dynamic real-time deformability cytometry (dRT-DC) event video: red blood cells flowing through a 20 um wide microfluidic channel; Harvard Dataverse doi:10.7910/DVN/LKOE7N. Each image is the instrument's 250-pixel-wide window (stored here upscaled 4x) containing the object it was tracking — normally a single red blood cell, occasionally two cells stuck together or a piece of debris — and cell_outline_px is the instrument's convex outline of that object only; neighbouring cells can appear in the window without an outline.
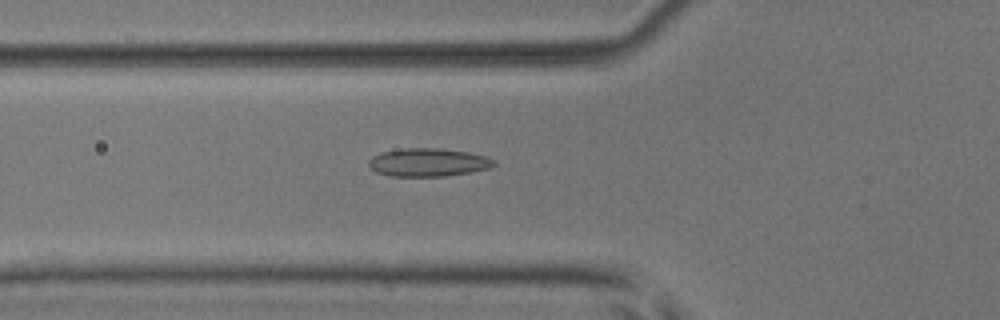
{"species": "common noctule bat (a hibernating species)", "species_latin": "Nyctalus noctula", "temperature_condition": "room temperature", "stored_images_in_passage": 54, "camera_frame_rate_fps": 3000, "um_per_image_px": 0.085, "animal": {"sex": "male", "body_mass_g": 17.9, "forearm_length_mm": 54.2}, "frame": {"image": 1, "passage_image": 20, "time_ms": 6.333, "image_size_px": [1000, 320], "cell_outline_px": [[496, 164], [488, 168], [472, 172], [444, 176], [392, 176], [376, 172], [368, 164], [368, 160], [372, 156], [380, 152], [404, 148], [440, 148], [468, 152], [484, 156], [496, 160]], "centroid_in_image_um": [36.38, 13.79], "position_along_channel_um": 89.4, "area_um2": 20.58}}
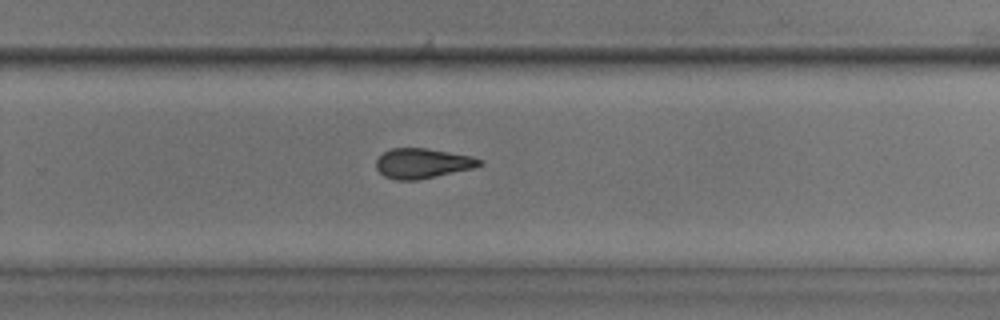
{"frame": {"image": 2, "passage_image": 36, "time_ms": 11.667, "image_size_px": [1000, 320], "cell_outline_px": [[484, 164], [472, 168], [416, 180], [396, 180], [384, 176], [376, 168], [376, 160], [384, 152], [392, 148], [428, 148], [472, 156], [484, 160]], "centroid_in_image_um": [35.92, 13.87], "position_along_channel_um": 293.9, "area_um2": 17.98}}
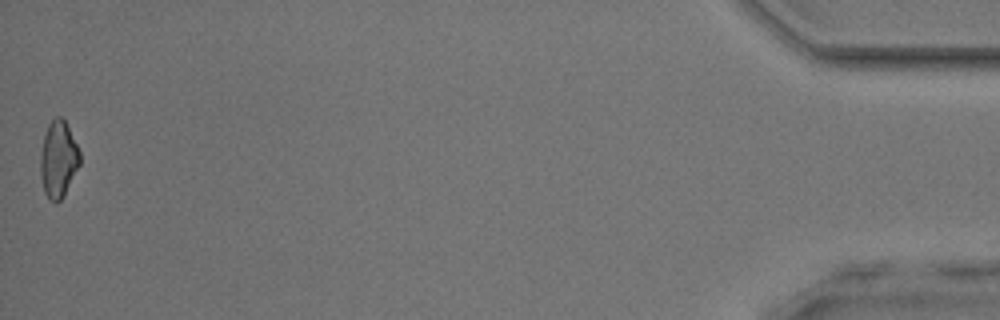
{"frame": {"image": 3, "passage_image": 54, "time_ms": 17.667, "image_size_px": [1000, 320], "cell_outline_px": [[80, 164], [60, 200], [56, 204], [48, 200], [44, 192], [40, 176], [40, 156], [44, 136], [48, 124], [56, 116], [60, 116], [64, 120], [80, 152]], "centroid_in_image_um": [4.93, 13.56], "position_along_channel_um": 430.3, "area_um2": 17.4}, "authors_computed_cell_mechanics": {"area_um2": 18.9584, "velocity_mm_per_s": 3.8365, "shape_relaxation_time_tau1_ms": 5.6371, "shape_relaxation_time_tau2_ms": 3.0744, "deformation_change_tau1": 0.125, "deformation_change_tau2": 0.1171}}